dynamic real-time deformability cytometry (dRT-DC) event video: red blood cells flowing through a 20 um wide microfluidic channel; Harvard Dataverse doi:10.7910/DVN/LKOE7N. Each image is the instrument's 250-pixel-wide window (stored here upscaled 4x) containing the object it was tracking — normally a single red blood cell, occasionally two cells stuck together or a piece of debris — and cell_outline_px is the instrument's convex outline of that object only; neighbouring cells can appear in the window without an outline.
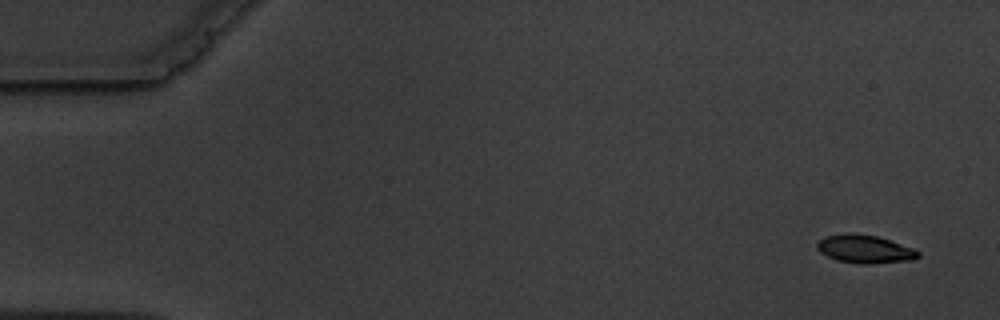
{"species": "common noctule bat (a hibernating species)", "species_latin": "Nyctalus noctula", "temperature_condition": "warm", "stored_images_in_passage": 5, "camera_frame_rate_fps": 3000, "um_per_image_px": 0.085, "animal": {"sex": "male", "body_mass_g": 19.5, "forearm_length_mm": 54.6}, "frame": {"image": 1, "passage_image": 1, "time_ms": 0.0, "image_size_px": [1000, 320], "cell_outline_px": [[920, 256], [916, 260], [868, 264], [860, 264], [836, 260], [820, 252], [816, 248], [816, 244], [824, 236], [844, 232], [852, 232], [876, 236], [916, 248], [920, 252]], "centroid_in_image_um": [73.53, 21.16], "position_along_channel_um": 11.5, "area_um2": 16.99}}
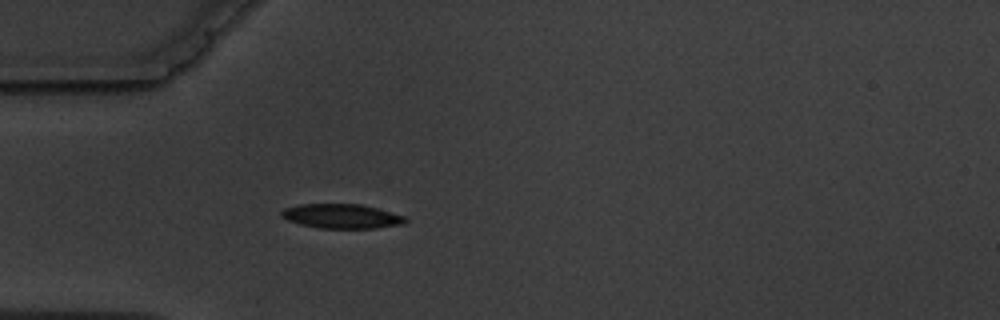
{"frame": {"image": 2, "passage_image": 5, "time_ms": 4.667, "image_size_px": [1000, 320], "cell_outline_px": [[408, 220], [404, 224], [376, 228], [320, 228], [300, 224], [288, 220], [280, 216], [280, 212], [284, 208], [300, 204], [360, 204], [376, 208], [404, 216]], "centroid_in_image_um": [29.02, 18.38], "position_along_channel_um": 56.0, "area_um2": 17.57}}